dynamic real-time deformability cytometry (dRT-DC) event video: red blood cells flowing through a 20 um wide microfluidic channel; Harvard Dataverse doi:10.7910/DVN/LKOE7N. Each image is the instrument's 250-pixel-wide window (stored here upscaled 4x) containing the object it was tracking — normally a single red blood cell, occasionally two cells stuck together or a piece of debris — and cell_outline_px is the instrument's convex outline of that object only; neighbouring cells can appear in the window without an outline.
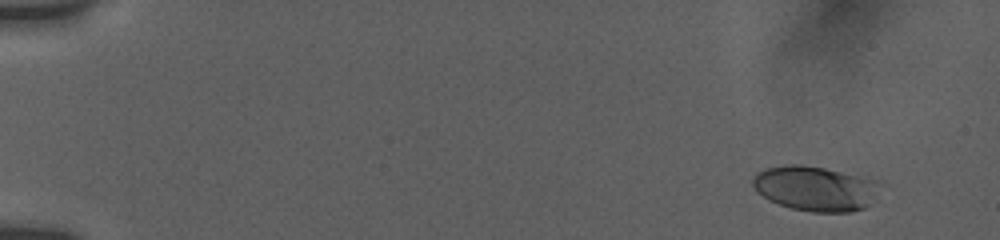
{"species": "human", "species_latin": "Homo sapiens", "temperature_condition": "room temperature", "stored_images_in_passage": 9, "camera_frame_rate_fps": 3000, "um_per_image_px": 0.085, "donor": {"sex": "female"}, "frame": {"image": 1, "passage_image": 2, "time_ms": 1.0, "image_size_px": [1000, 240], "cell_outline_px": [[868, 204], [864, 208], [848, 212], [812, 212], [792, 208], [780, 204], [756, 192], [752, 184], [752, 180], [760, 172], [768, 168], [788, 164], [800, 164], [824, 168], [868, 180]], "centroid_in_image_um": [69.05, 16.03], "position_along_channel_um": 15.9, "area_um2": 31.04}}
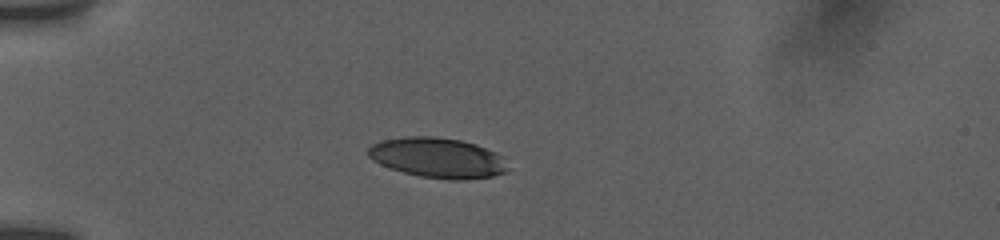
{"frame": {"image": 2, "passage_image": 7, "time_ms": 5.0, "image_size_px": [1000, 240], "cell_outline_px": [[508, 172], [492, 176], [464, 180], [452, 180], [420, 176], [388, 168], [372, 160], [368, 156], [368, 148], [372, 144], [380, 140], [404, 136], [432, 136], [460, 140], [476, 144], [496, 152], [504, 156], [508, 168]], "centroid_in_image_um": [37.21, 13.41], "position_along_channel_um": 47.8, "area_um2": 33.0}}
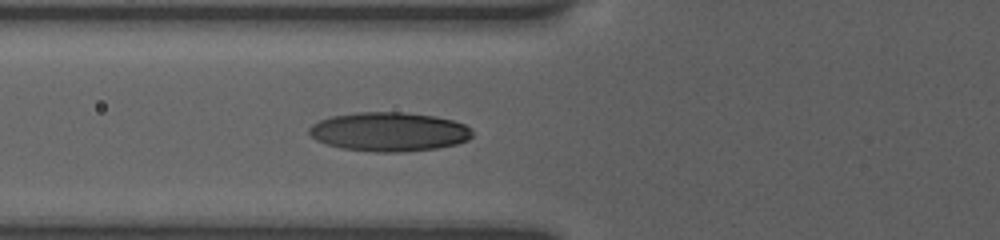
{"frame": {"image": 3, "passage_image": 9, "time_ms": 7.0, "image_size_px": [1000, 240], "cell_outline_px": [[472, 136], [468, 140], [456, 144], [436, 148], [404, 152], [376, 152], [340, 148], [316, 140], [308, 132], [308, 128], [312, 124], [320, 120], [332, 116], [356, 112], [404, 112], [432, 116], [452, 120], [464, 124], [472, 132]], "centroid_in_image_um": [33.05, 11.2], "position_along_channel_um": 92.8, "area_um2": 37.05}}